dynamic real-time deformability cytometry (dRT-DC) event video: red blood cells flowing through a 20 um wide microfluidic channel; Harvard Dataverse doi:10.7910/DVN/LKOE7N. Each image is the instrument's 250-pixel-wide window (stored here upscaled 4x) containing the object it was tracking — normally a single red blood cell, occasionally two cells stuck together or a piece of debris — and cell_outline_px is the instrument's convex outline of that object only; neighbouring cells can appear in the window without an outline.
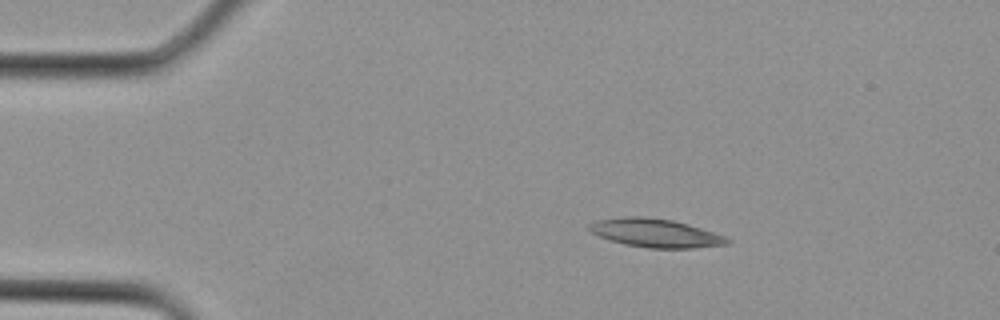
{"species": "Egyptian fruit bat (a non-hibernating species)", "species_latin": "Rousettus aegyptiacus", "temperature_condition": "cold", "stored_images_in_passage": 2, "camera_frame_rate_fps": 3000, "um_per_image_px": 0.085, "animal": {"sex": "female"}, "frame": {"image": 1, "passage_image": 1, "time_ms": 0.0, "image_size_px": [1000, 320], "cell_outline_px": [[732, 240], [728, 244], [692, 248], [648, 248], [624, 244], [600, 236], [592, 232], [588, 228], [588, 224], [596, 220], [624, 216], [644, 216], [672, 220], [688, 224], [724, 236]], "centroid_in_image_um": [55.7, 19.8], "position_along_channel_um": 29.3, "area_um2": 22.77}}